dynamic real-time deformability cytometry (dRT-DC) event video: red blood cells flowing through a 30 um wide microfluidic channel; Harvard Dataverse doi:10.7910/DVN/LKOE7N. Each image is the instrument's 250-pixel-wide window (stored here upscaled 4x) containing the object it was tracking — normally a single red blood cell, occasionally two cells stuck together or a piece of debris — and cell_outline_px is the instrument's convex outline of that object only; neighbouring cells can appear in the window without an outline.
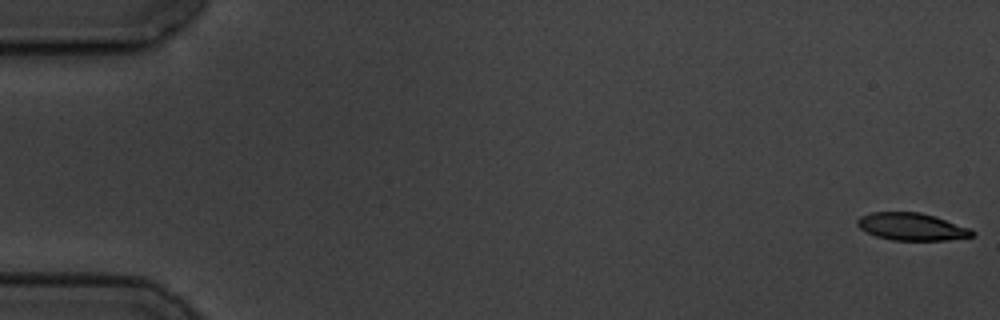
{"species": "common noctule bat (a hibernating species)", "species_latin": "Nyctalus noctula", "temperature_condition": "cold", "stored_images_in_passage": 5, "camera_frame_rate_fps": 3000, "um_per_image_px": 0.085, "animal": {"sex": "male", "body_mass_g": 19.5, "forearm_length_mm": 54.6}, "frame": {"image": 1, "passage_image": 1, "time_ms": 0.0, "image_size_px": [1000, 320], "cell_outline_px": [[976, 232], [972, 236], [948, 240], [892, 240], [876, 236], [860, 228], [856, 224], [856, 220], [860, 216], [872, 212], [920, 212], [936, 216], [972, 228]], "centroid_in_image_um": [77.53, 19.26], "position_along_channel_um": 7.5, "area_um2": 18.5}}
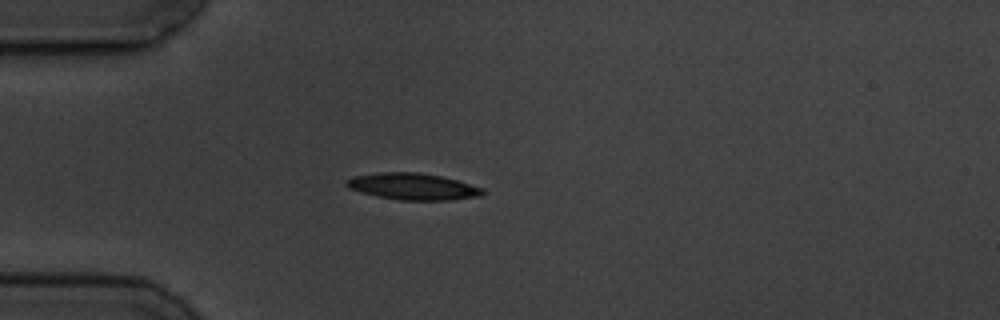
{"frame": {"image": 2, "passage_image": 5, "time_ms": 5.0, "image_size_px": [1000, 320], "cell_outline_px": [[488, 192], [480, 196], [452, 200], [400, 200], [380, 196], [348, 188], [344, 184], [344, 180], [356, 176], [380, 172], [416, 172], [440, 176], [456, 180], [484, 188]], "centroid_in_image_um": [35.14, 15.85], "position_along_channel_um": 49.9, "area_um2": 20.98}}